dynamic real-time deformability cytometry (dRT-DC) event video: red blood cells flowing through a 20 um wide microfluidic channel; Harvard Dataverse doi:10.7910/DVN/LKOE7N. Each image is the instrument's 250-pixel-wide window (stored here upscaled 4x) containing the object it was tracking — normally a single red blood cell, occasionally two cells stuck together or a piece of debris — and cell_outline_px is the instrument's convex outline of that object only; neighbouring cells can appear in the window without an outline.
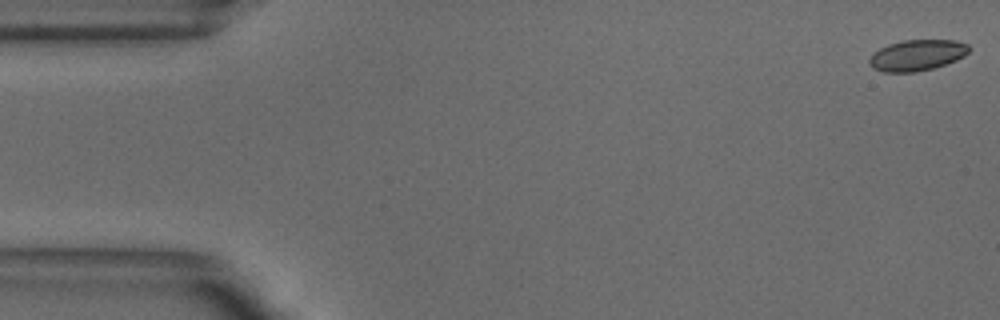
{"species": "common noctule bat (a hibernating species)", "species_latin": "Nyctalus noctula", "temperature_condition": "warm", "stored_images_in_passage": 12, "camera_frame_rate_fps": 3000, "um_per_image_px": 0.085, "animal": {"sex": "male", "body_mass_g": 18.8}, "frame": {"image": 1, "passage_image": 1, "time_ms": 0.0, "image_size_px": [1000, 320], "cell_outline_px": [[972, 48], [964, 56], [956, 60], [932, 68], [916, 72], [884, 72], [872, 68], [868, 64], [868, 60], [880, 48], [888, 44], [904, 40], [956, 40], [968, 44]], "centroid_in_image_um": [77.96, 4.69], "position_along_channel_um": 7.0, "area_um2": 17.98}}